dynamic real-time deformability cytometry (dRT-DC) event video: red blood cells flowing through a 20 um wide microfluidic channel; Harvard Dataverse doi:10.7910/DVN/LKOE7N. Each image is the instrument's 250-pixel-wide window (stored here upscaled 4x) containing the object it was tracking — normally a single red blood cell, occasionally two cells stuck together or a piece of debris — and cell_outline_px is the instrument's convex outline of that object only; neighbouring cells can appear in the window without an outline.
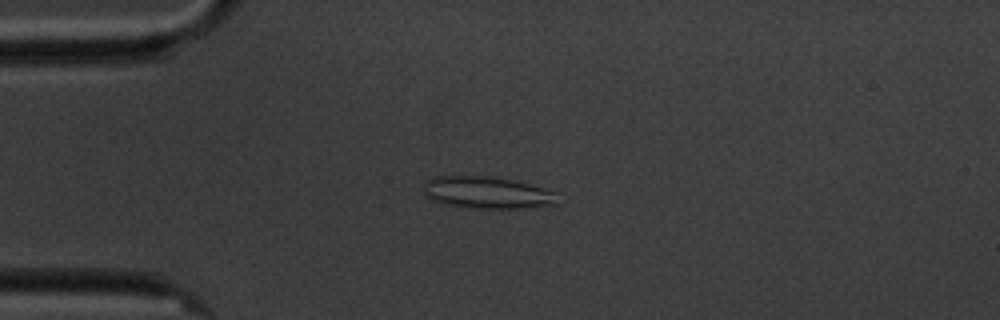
{"species": "common noctule bat (a hibernating species)", "species_latin": "Nyctalus noctula", "temperature_condition": "cold", "stored_images_in_passage": 9, "camera_frame_rate_fps": 3000, "um_per_image_px": 0.085, "animal": {"sex": "male", "body_mass_g": 20.1, "forearm_length_mm": 53.5}, "frame": {"image": 1, "passage_image": 4, "time_ms": 4.333, "image_size_px": [1000, 320], "cell_outline_px": [[556, 204], [524, 208], [468, 208], [444, 204], [432, 200], [424, 196], [424, 184], [432, 176], [488, 176], [512, 180], [544, 188], [556, 192]], "centroid_in_image_um": [41.35, 16.37], "position_along_channel_um": 43.6, "area_um2": 24.97}}
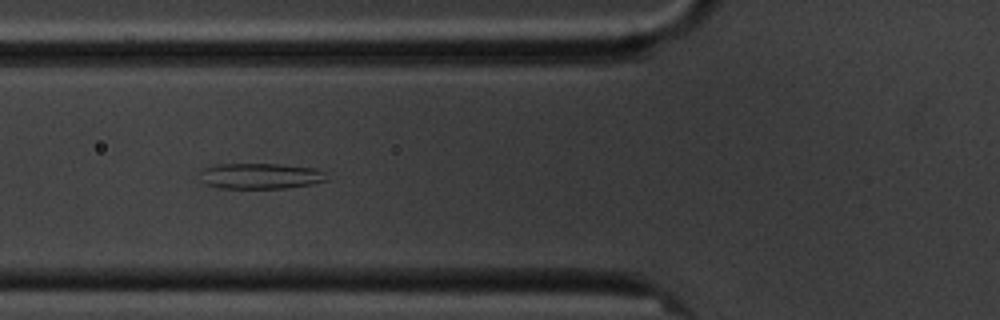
{"frame": {"image": 2, "passage_image": 6, "time_ms": 6.667, "image_size_px": [1000, 320], "cell_outline_px": [[328, 180], [312, 184], [288, 188], [220, 188], [208, 184], [204, 180], [200, 172], [204, 168], [216, 164], [276, 164], [316, 168], [324, 172]], "centroid_in_image_um": [22.19, 14.96], "position_along_channel_um": 103.6, "area_um2": 18.84}}
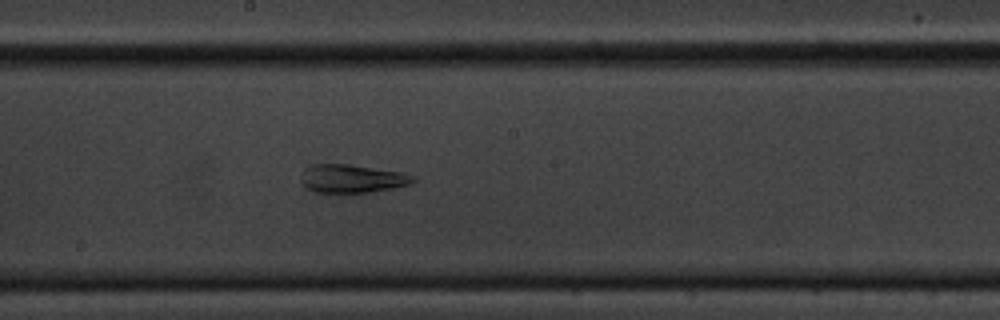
{"frame": {"image": 3, "passage_image": 9, "time_ms": 10.0, "image_size_px": [1000, 320], "cell_outline_px": [[416, 180], [412, 184], [396, 188], [372, 192], [316, 192], [308, 188], [300, 180], [304, 168], [312, 164], [348, 164], [404, 172], [416, 176]], "centroid_in_image_um": [29.99, 15.17], "position_along_channel_um": 218.2, "area_um2": 18.67}}